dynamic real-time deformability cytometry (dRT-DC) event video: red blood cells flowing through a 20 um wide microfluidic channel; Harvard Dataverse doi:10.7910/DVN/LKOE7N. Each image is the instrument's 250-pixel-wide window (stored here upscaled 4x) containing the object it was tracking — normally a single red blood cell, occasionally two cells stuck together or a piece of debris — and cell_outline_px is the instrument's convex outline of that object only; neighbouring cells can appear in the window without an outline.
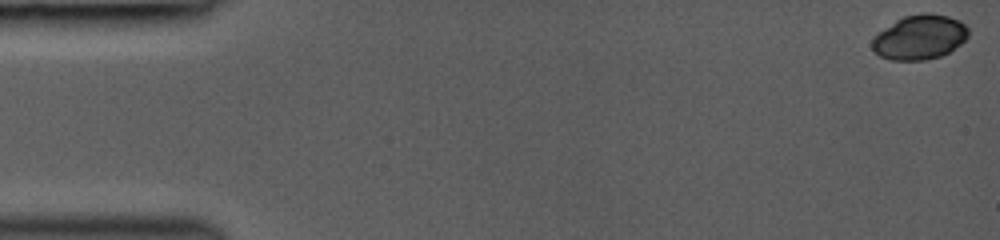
{"species": "common noctule bat (a hibernating species)", "species_latin": "Nyctalus noctula", "temperature_condition": "room temperature", "stored_images_in_passage": 42, "camera_frame_rate_fps": 3000, "um_per_image_px": 0.085, "animal": {"sex": "female", "body_mass_g": 19.0, "forearm_length_mm": 53.3}, "frame": {"image": 1, "passage_image": 1, "time_ms": 0.0, "image_size_px": [1000, 240], "cell_outline_px": [[968, 36], [960, 44], [948, 52], [940, 56], [924, 60], [892, 60], [880, 56], [872, 48], [872, 40], [880, 32], [896, 20], [904, 16], [920, 12], [928, 12], [948, 16], [960, 20], [968, 28]], "centroid_in_image_um": [78.19, 3.15], "position_along_channel_um": 6.8, "area_um2": 24.8}}
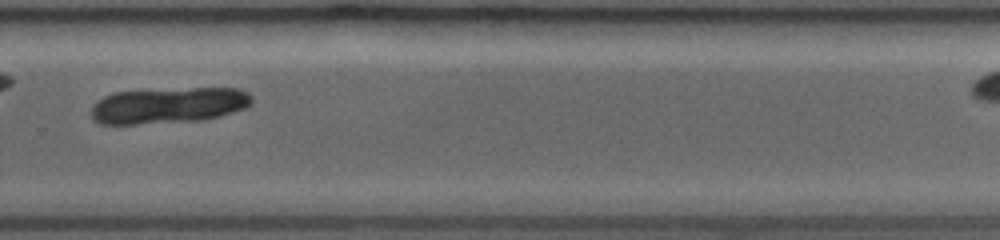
{"frame": {"image": 2, "passage_image": 33, "time_ms": 10.667, "image_size_px": [1000, 240], "cell_outline_px": [[252, 104], [244, 108], [220, 116], [200, 120], [136, 124], [100, 124], [92, 120], [92, 104], [96, 100], [104, 96], [116, 92], [192, 88], [240, 88], [248, 92], [252, 96]], "centroid_in_image_um": [14.32, 8.96], "position_along_channel_um": 315.5, "area_um2": 33.7}}
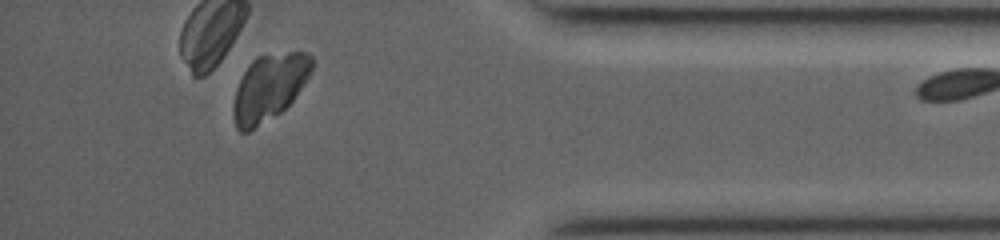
{"frame": {"image": 3, "passage_image": 41, "time_ms": 13.333, "image_size_px": [1000, 240], "cell_outline_px": [[312, 72], [292, 100], [280, 112], [248, 132], [240, 132], [236, 128], [232, 112], [232, 104], [236, 88], [248, 64], [256, 56], [288, 52], [308, 52], [312, 56]], "centroid_in_image_um": [22.85, 7.42], "position_along_channel_um": 412.3, "area_um2": 30.29}}